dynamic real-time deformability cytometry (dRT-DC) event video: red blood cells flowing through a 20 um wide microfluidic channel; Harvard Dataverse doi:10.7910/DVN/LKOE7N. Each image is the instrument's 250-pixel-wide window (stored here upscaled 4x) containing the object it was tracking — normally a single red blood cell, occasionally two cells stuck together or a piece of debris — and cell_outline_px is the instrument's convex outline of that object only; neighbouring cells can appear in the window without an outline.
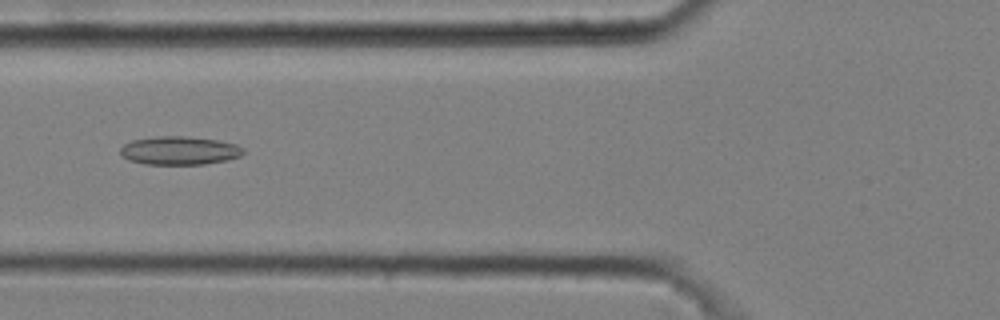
{"species": "common noctule bat (a hibernating species)", "species_latin": "Nyctalus noctula", "temperature_condition": "cold", "stored_images_in_passage": 4, "camera_frame_rate_fps": 3000, "um_per_image_px": 0.085, "animal": {"sex": "male", "body_mass_g": 20.4}, "frame": {"image": 1, "passage_image": 4, "time_ms": 1.0, "image_size_px": [1000, 320], "cell_outline_px": [[244, 152], [240, 156], [228, 160], [204, 164], [144, 164], [128, 160], [120, 152], [120, 148], [124, 144], [132, 140], [156, 136], [188, 136], [216, 140], [236, 144], [244, 148]], "centroid_in_image_um": [15.26, 12.79], "position_along_channel_um": 110.5, "area_um2": 20.4}}